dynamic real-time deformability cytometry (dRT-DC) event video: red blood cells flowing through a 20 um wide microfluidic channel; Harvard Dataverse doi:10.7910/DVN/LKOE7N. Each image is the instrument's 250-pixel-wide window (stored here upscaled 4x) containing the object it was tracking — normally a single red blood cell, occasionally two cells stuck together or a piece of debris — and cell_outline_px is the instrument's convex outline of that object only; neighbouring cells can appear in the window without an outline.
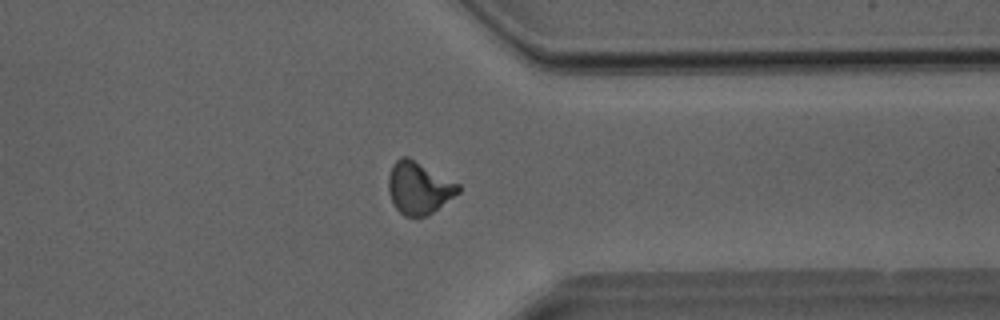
{"species": "Egyptian fruit bat (a non-hibernating species)", "species_latin": "Rousettus aegyptiacus", "temperature_condition": "room temperature", "stored_images_in_passage": 33, "camera_frame_rate_fps": 3000, "um_per_image_px": 0.085, "animal": {"sex": "male"}, "frame": {"image": 1, "passage_image": 24, "time_ms": 7.667, "image_size_px": [1000, 320], "cell_outline_px": [[460, 192], [428, 216], [404, 216], [396, 208], [388, 192], [388, 176], [392, 164], [400, 156], [408, 156], [460, 184]], "centroid_in_image_um": [35.6, 15.96], "position_along_channel_um": 375.8, "area_um2": 21.39}}